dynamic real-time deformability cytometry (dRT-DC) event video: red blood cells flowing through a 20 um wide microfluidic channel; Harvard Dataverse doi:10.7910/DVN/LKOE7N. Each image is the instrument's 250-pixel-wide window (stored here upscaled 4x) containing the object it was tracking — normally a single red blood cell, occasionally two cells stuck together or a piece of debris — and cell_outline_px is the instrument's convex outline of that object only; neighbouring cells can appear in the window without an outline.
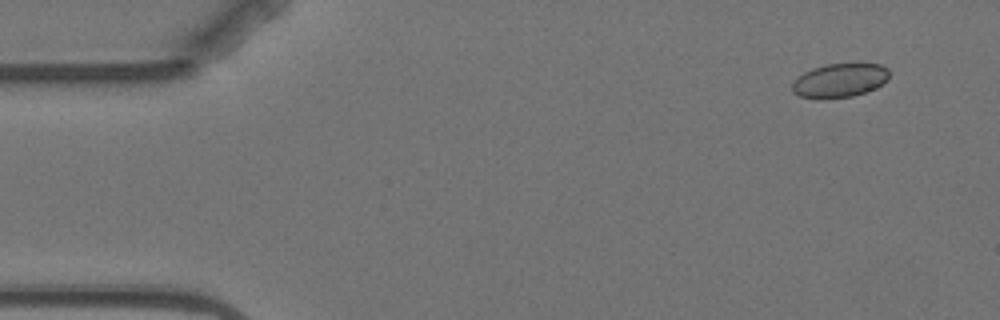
{"species": "Egyptian fruit bat (a non-hibernating species)", "species_latin": "Rousettus aegyptiacus", "temperature_condition": "warm", "stored_images_in_passage": 5, "camera_frame_rate_fps": 3000, "um_per_image_px": 0.085, "animal": {"sex": "female"}, "frame": {"image": 1, "passage_image": 1, "time_ms": 0.0, "image_size_px": [1000, 320], "cell_outline_px": [[888, 80], [876, 88], [852, 96], [824, 100], [816, 100], [800, 96], [792, 92], [792, 84], [796, 76], [812, 68], [828, 64], [856, 60], [880, 64], [888, 68]], "centroid_in_image_um": [71.38, 6.8], "position_along_channel_um": 13.6, "area_um2": 20.23}}
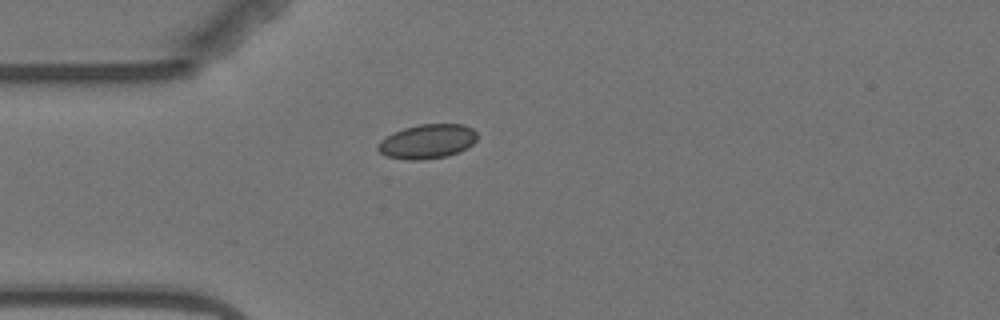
{"frame": {"image": 2, "passage_image": 4, "time_ms": 3.667, "image_size_px": [1000, 320], "cell_outline_px": [[476, 140], [472, 144], [448, 156], [424, 160], [404, 160], [388, 156], [380, 152], [376, 148], [376, 144], [380, 140], [404, 128], [420, 124], [464, 124], [472, 128], [476, 132]], "centroid_in_image_um": [36.3, 12.03], "position_along_channel_um": 48.7, "area_um2": 19.77}}